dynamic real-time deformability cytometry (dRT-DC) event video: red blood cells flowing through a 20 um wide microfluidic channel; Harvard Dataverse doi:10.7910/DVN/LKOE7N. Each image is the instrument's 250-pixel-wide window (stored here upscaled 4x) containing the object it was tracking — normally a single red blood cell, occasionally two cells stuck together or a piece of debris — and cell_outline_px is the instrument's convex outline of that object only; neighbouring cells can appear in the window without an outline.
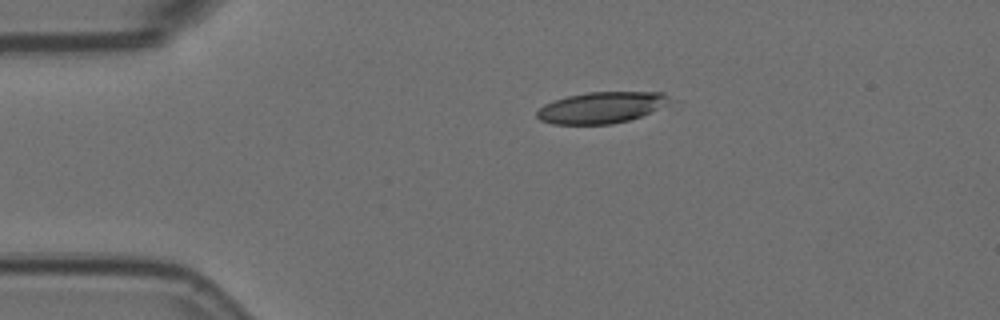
{"species": "Egyptian fruit bat (a non-hibernating species)", "species_latin": "Rousettus aegyptiacus", "temperature_condition": "room temperature", "stored_images_in_passage": 7, "camera_frame_rate_fps": 3000, "um_per_image_px": 0.085, "animal": {"sex": "female"}, "frame": {"image": 1, "passage_image": 1, "time_ms": 0.0, "image_size_px": [1000, 320], "cell_outline_px": [[672, 100], [668, 104], [640, 116], [628, 120], [612, 124], [552, 124], [540, 120], [536, 116], [536, 112], [544, 104], [552, 100], [568, 96], [588, 92], [664, 92]], "centroid_in_image_um": [51.09, 9.14], "position_along_channel_um": 33.9, "area_um2": 24.16}}